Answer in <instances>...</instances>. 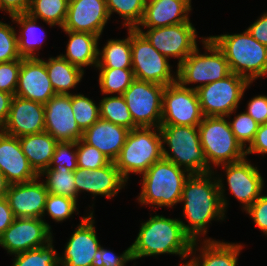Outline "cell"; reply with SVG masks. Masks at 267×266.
I'll use <instances>...</instances> for the list:
<instances>
[{"label":"cell","mask_w":267,"mask_h":266,"mask_svg":"<svg viewBox=\"0 0 267 266\" xmlns=\"http://www.w3.org/2000/svg\"><path fill=\"white\" fill-rule=\"evenodd\" d=\"M212 173L191 174L182 190L180 202L184 201L183 212L189 221L188 225L181 221L182 227L193 241H197L198 235L206 234L212 219L223 220L225 215L227 200L222 179L212 182Z\"/></svg>","instance_id":"cell-1"},{"label":"cell","mask_w":267,"mask_h":266,"mask_svg":"<svg viewBox=\"0 0 267 266\" xmlns=\"http://www.w3.org/2000/svg\"><path fill=\"white\" fill-rule=\"evenodd\" d=\"M197 241L183 230L178 219L154 215L141 224L138 236L131 247L132 260L159 254H178L185 258L192 254Z\"/></svg>","instance_id":"cell-2"},{"label":"cell","mask_w":267,"mask_h":266,"mask_svg":"<svg viewBox=\"0 0 267 266\" xmlns=\"http://www.w3.org/2000/svg\"><path fill=\"white\" fill-rule=\"evenodd\" d=\"M208 38L223 52L231 72L245 78L250 84L267 74V46L259 43L247 30L240 34Z\"/></svg>","instance_id":"cell-3"},{"label":"cell","mask_w":267,"mask_h":266,"mask_svg":"<svg viewBox=\"0 0 267 266\" xmlns=\"http://www.w3.org/2000/svg\"><path fill=\"white\" fill-rule=\"evenodd\" d=\"M159 131L162 144H168L171 151L169 154L162 146L164 159L184 168L190 174L212 172L201 146L198 126L161 125Z\"/></svg>","instance_id":"cell-4"},{"label":"cell","mask_w":267,"mask_h":266,"mask_svg":"<svg viewBox=\"0 0 267 266\" xmlns=\"http://www.w3.org/2000/svg\"><path fill=\"white\" fill-rule=\"evenodd\" d=\"M190 175L188 171L162 158L142 175V192L138 200L142 205L173 206L180 202L184 184Z\"/></svg>","instance_id":"cell-5"},{"label":"cell","mask_w":267,"mask_h":266,"mask_svg":"<svg viewBox=\"0 0 267 266\" xmlns=\"http://www.w3.org/2000/svg\"><path fill=\"white\" fill-rule=\"evenodd\" d=\"M163 145L159 128L137 127L130 130L114 161L123 179L127 182L130 172L144 174L152 164L161 160Z\"/></svg>","instance_id":"cell-6"},{"label":"cell","mask_w":267,"mask_h":266,"mask_svg":"<svg viewBox=\"0 0 267 266\" xmlns=\"http://www.w3.org/2000/svg\"><path fill=\"white\" fill-rule=\"evenodd\" d=\"M198 131L208 165L211 162L215 166L234 163L246 157V150L237 141L225 117H204Z\"/></svg>","instance_id":"cell-7"},{"label":"cell","mask_w":267,"mask_h":266,"mask_svg":"<svg viewBox=\"0 0 267 266\" xmlns=\"http://www.w3.org/2000/svg\"><path fill=\"white\" fill-rule=\"evenodd\" d=\"M202 42L206 51L210 52L209 55L207 52L199 54L196 48L177 66L176 78L182 86L186 87L189 83H201L194 87V90L221 80L232 73L228 61L217 45L208 37L202 39Z\"/></svg>","instance_id":"cell-8"},{"label":"cell","mask_w":267,"mask_h":266,"mask_svg":"<svg viewBox=\"0 0 267 266\" xmlns=\"http://www.w3.org/2000/svg\"><path fill=\"white\" fill-rule=\"evenodd\" d=\"M250 83L243 77L231 73L221 80L209 83L197 89L201 111L204 117H229Z\"/></svg>","instance_id":"cell-9"},{"label":"cell","mask_w":267,"mask_h":266,"mask_svg":"<svg viewBox=\"0 0 267 266\" xmlns=\"http://www.w3.org/2000/svg\"><path fill=\"white\" fill-rule=\"evenodd\" d=\"M131 52L135 79L163 86L177 81L171 74L167 57L158 52L137 29H131Z\"/></svg>","instance_id":"cell-10"},{"label":"cell","mask_w":267,"mask_h":266,"mask_svg":"<svg viewBox=\"0 0 267 266\" xmlns=\"http://www.w3.org/2000/svg\"><path fill=\"white\" fill-rule=\"evenodd\" d=\"M165 86L135 79L123 94L133 122L138 127L161 126Z\"/></svg>","instance_id":"cell-11"},{"label":"cell","mask_w":267,"mask_h":266,"mask_svg":"<svg viewBox=\"0 0 267 266\" xmlns=\"http://www.w3.org/2000/svg\"><path fill=\"white\" fill-rule=\"evenodd\" d=\"M203 118L197 90L178 81L165 86L161 125L198 126Z\"/></svg>","instance_id":"cell-12"},{"label":"cell","mask_w":267,"mask_h":266,"mask_svg":"<svg viewBox=\"0 0 267 266\" xmlns=\"http://www.w3.org/2000/svg\"><path fill=\"white\" fill-rule=\"evenodd\" d=\"M151 43V45L165 57L178 58L180 65L196 48V29L190 21L175 25L149 28L143 32L136 28Z\"/></svg>","instance_id":"cell-13"},{"label":"cell","mask_w":267,"mask_h":266,"mask_svg":"<svg viewBox=\"0 0 267 266\" xmlns=\"http://www.w3.org/2000/svg\"><path fill=\"white\" fill-rule=\"evenodd\" d=\"M50 230L42 218H15L0 236V245L10 254H19L49 243L52 240Z\"/></svg>","instance_id":"cell-14"},{"label":"cell","mask_w":267,"mask_h":266,"mask_svg":"<svg viewBox=\"0 0 267 266\" xmlns=\"http://www.w3.org/2000/svg\"><path fill=\"white\" fill-rule=\"evenodd\" d=\"M45 132L58 142H77L83 137L72 111V94H56L45 104Z\"/></svg>","instance_id":"cell-15"},{"label":"cell","mask_w":267,"mask_h":266,"mask_svg":"<svg viewBox=\"0 0 267 266\" xmlns=\"http://www.w3.org/2000/svg\"><path fill=\"white\" fill-rule=\"evenodd\" d=\"M44 114V104L14 95L1 131L15 137L44 132Z\"/></svg>","instance_id":"cell-16"},{"label":"cell","mask_w":267,"mask_h":266,"mask_svg":"<svg viewBox=\"0 0 267 266\" xmlns=\"http://www.w3.org/2000/svg\"><path fill=\"white\" fill-rule=\"evenodd\" d=\"M56 95L45 67V61L22 58L15 96L45 104Z\"/></svg>","instance_id":"cell-17"},{"label":"cell","mask_w":267,"mask_h":266,"mask_svg":"<svg viewBox=\"0 0 267 266\" xmlns=\"http://www.w3.org/2000/svg\"><path fill=\"white\" fill-rule=\"evenodd\" d=\"M109 17L106 0H69L62 29L88 32L100 37Z\"/></svg>","instance_id":"cell-18"},{"label":"cell","mask_w":267,"mask_h":266,"mask_svg":"<svg viewBox=\"0 0 267 266\" xmlns=\"http://www.w3.org/2000/svg\"><path fill=\"white\" fill-rule=\"evenodd\" d=\"M244 158L234 163L223 164L231 193L244 204L246 211L261 196L264 181L261 174Z\"/></svg>","instance_id":"cell-19"},{"label":"cell","mask_w":267,"mask_h":266,"mask_svg":"<svg viewBox=\"0 0 267 266\" xmlns=\"http://www.w3.org/2000/svg\"><path fill=\"white\" fill-rule=\"evenodd\" d=\"M93 212L82 217L81 223L69 239L64 257H59L61 266H91L94 254L100 248L94 228Z\"/></svg>","instance_id":"cell-20"},{"label":"cell","mask_w":267,"mask_h":266,"mask_svg":"<svg viewBox=\"0 0 267 266\" xmlns=\"http://www.w3.org/2000/svg\"><path fill=\"white\" fill-rule=\"evenodd\" d=\"M35 180L11 184L6 199L15 218H42L48 191L44 183Z\"/></svg>","instance_id":"cell-21"},{"label":"cell","mask_w":267,"mask_h":266,"mask_svg":"<svg viewBox=\"0 0 267 266\" xmlns=\"http://www.w3.org/2000/svg\"><path fill=\"white\" fill-rule=\"evenodd\" d=\"M0 171L10 185L29 182L39 177L23 153L19 138L1 130Z\"/></svg>","instance_id":"cell-22"},{"label":"cell","mask_w":267,"mask_h":266,"mask_svg":"<svg viewBox=\"0 0 267 266\" xmlns=\"http://www.w3.org/2000/svg\"><path fill=\"white\" fill-rule=\"evenodd\" d=\"M74 179L77 193L85 190L107 198L115 196L126 182L113 161L95 170L77 168L74 170Z\"/></svg>","instance_id":"cell-23"},{"label":"cell","mask_w":267,"mask_h":266,"mask_svg":"<svg viewBox=\"0 0 267 266\" xmlns=\"http://www.w3.org/2000/svg\"><path fill=\"white\" fill-rule=\"evenodd\" d=\"M129 131L123 126L99 118L83 132L82 139L114 162L125 144Z\"/></svg>","instance_id":"cell-24"},{"label":"cell","mask_w":267,"mask_h":266,"mask_svg":"<svg viewBox=\"0 0 267 266\" xmlns=\"http://www.w3.org/2000/svg\"><path fill=\"white\" fill-rule=\"evenodd\" d=\"M191 0H146L144 15L139 25L159 28L190 21Z\"/></svg>","instance_id":"cell-25"},{"label":"cell","mask_w":267,"mask_h":266,"mask_svg":"<svg viewBox=\"0 0 267 266\" xmlns=\"http://www.w3.org/2000/svg\"><path fill=\"white\" fill-rule=\"evenodd\" d=\"M18 138L30 166L39 175L49 167L58 141L45 131Z\"/></svg>","instance_id":"cell-26"},{"label":"cell","mask_w":267,"mask_h":266,"mask_svg":"<svg viewBox=\"0 0 267 266\" xmlns=\"http://www.w3.org/2000/svg\"><path fill=\"white\" fill-rule=\"evenodd\" d=\"M70 37L67 44L66 55H61L74 66L83 69V66L98 63V40L99 36L88 32H73L64 30Z\"/></svg>","instance_id":"cell-27"},{"label":"cell","mask_w":267,"mask_h":266,"mask_svg":"<svg viewBox=\"0 0 267 266\" xmlns=\"http://www.w3.org/2000/svg\"><path fill=\"white\" fill-rule=\"evenodd\" d=\"M48 60L45 61V67L55 93L71 94L68 89L74 88L80 82L84 74L83 69L74 66L61 55Z\"/></svg>","instance_id":"cell-28"},{"label":"cell","mask_w":267,"mask_h":266,"mask_svg":"<svg viewBox=\"0 0 267 266\" xmlns=\"http://www.w3.org/2000/svg\"><path fill=\"white\" fill-rule=\"evenodd\" d=\"M204 246L201 249L202 255L194 257L190 261L194 266H236L237 256L242 249L241 244H232L225 242H218L211 239L204 241ZM199 258V259H198Z\"/></svg>","instance_id":"cell-29"},{"label":"cell","mask_w":267,"mask_h":266,"mask_svg":"<svg viewBox=\"0 0 267 266\" xmlns=\"http://www.w3.org/2000/svg\"><path fill=\"white\" fill-rule=\"evenodd\" d=\"M128 30L127 38L110 40L98 51L97 68H132L131 29Z\"/></svg>","instance_id":"cell-30"},{"label":"cell","mask_w":267,"mask_h":266,"mask_svg":"<svg viewBox=\"0 0 267 266\" xmlns=\"http://www.w3.org/2000/svg\"><path fill=\"white\" fill-rule=\"evenodd\" d=\"M47 176L45 187L50 194L66 196L77 201L74 171H70L66 166L56 165L53 169L46 168L40 174Z\"/></svg>","instance_id":"cell-31"},{"label":"cell","mask_w":267,"mask_h":266,"mask_svg":"<svg viewBox=\"0 0 267 266\" xmlns=\"http://www.w3.org/2000/svg\"><path fill=\"white\" fill-rule=\"evenodd\" d=\"M69 0H30L28 14L41 18L50 26H64L67 18Z\"/></svg>","instance_id":"cell-32"},{"label":"cell","mask_w":267,"mask_h":266,"mask_svg":"<svg viewBox=\"0 0 267 266\" xmlns=\"http://www.w3.org/2000/svg\"><path fill=\"white\" fill-rule=\"evenodd\" d=\"M11 18L13 19L12 21H16V23L22 26V36L17 37L19 55L21 58H36L34 50H38L43 42L42 39L38 38L39 35H37V32H39L36 24L37 19L31 17L28 13L17 14Z\"/></svg>","instance_id":"cell-33"},{"label":"cell","mask_w":267,"mask_h":266,"mask_svg":"<svg viewBox=\"0 0 267 266\" xmlns=\"http://www.w3.org/2000/svg\"><path fill=\"white\" fill-rule=\"evenodd\" d=\"M100 118L129 130L138 126L133 122L123 95L104 97L99 104Z\"/></svg>","instance_id":"cell-34"},{"label":"cell","mask_w":267,"mask_h":266,"mask_svg":"<svg viewBox=\"0 0 267 266\" xmlns=\"http://www.w3.org/2000/svg\"><path fill=\"white\" fill-rule=\"evenodd\" d=\"M99 84L103 94L123 95L135 80L132 68H98Z\"/></svg>","instance_id":"cell-35"},{"label":"cell","mask_w":267,"mask_h":266,"mask_svg":"<svg viewBox=\"0 0 267 266\" xmlns=\"http://www.w3.org/2000/svg\"><path fill=\"white\" fill-rule=\"evenodd\" d=\"M146 0H106L109 16L117 12L125 20L128 29H136L142 21Z\"/></svg>","instance_id":"cell-36"},{"label":"cell","mask_w":267,"mask_h":266,"mask_svg":"<svg viewBox=\"0 0 267 266\" xmlns=\"http://www.w3.org/2000/svg\"><path fill=\"white\" fill-rule=\"evenodd\" d=\"M52 241L42 247L15 254L13 266H59V255L53 249Z\"/></svg>","instance_id":"cell-37"},{"label":"cell","mask_w":267,"mask_h":266,"mask_svg":"<svg viewBox=\"0 0 267 266\" xmlns=\"http://www.w3.org/2000/svg\"><path fill=\"white\" fill-rule=\"evenodd\" d=\"M72 111L83 132L100 118L99 106L82 94L72 95Z\"/></svg>","instance_id":"cell-38"},{"label":"cell","mask_w":267,"mask_h":266,"mask_svg":"<svg viewBox=\"0 0 267 266\" xmlns=\"http://www.w3.org/2000/svg\"><path fill=\"white\" fill-rule=\"evenodd\" d=\"M78 168L95 170L108 165L111 161L97 148L87 144L82 138L76 142Z\"/></svg>","instance_id":"cell-39"},{"label":"cell","mask_w":267,"mask_h":266,"mask_svg":"<svg viewBox=\"0 0 267 266\" xmlns=\"http://www.w3.org/2000/svg\"><path fill=\"white\" fill-rule=\"evenodd\" d=\"M76 203L77 201L72 198L48 193L44 214L45 211H47V214H49L56 222L63 221L76 211Z\"/></svg>","instance_id":"cell-40"},{"label":"cell","mask_w":267,"mask_h":266,"mask_svg":"<svg viewBox=\"0 0 267 266\" xmlns=\"http://www.w3.org/2000/svg\"><path fill=\"white\" fill-rule=\"evenodd\" d=\"M229 124L234 136L243 148L247 147L246 142L249 143V146L253 142L260 125L246 112L235 116Z\"/></svg>","instance_id":"cell-41"},{"label":"cell","mask_w":267,"mask_h":266,"mask_svg":"<svg viewBox=\"0 0 267 266\" xmlns=\"http://www.w3.org/2000/svg\"><path fill=\"white\" fill-rule=\"evenodd\" d=\"M22 59L13 27L0 21V63Z\"/></svg>","instance_id":"cell-42"},{"label":"cell","mask_w":267,"mask_h":266,"mask_svg":"<svg viewBox=\"0 0 267 266\" xmlns=\"http://www.w3.org/2000/svg\"><path fill=\"white\" fill-rule=\"evenodd\" d=\"M73 147L76 148V142H58L48 168L53 169L56 165H61L66 166L70 171L77 169V151H71Z\"/></svg>","instance_id":"cell-43"},{"label":"cell","mask_w":267,"mask_h":266,"mask_svg":"<svg viewBox=\"0 0 267 266\" xmlns=\"http://www.w3.org/2000/svg\"><path fill=\"white\" fill-rule=\"evenodd\" d=\"M21 59L0 63V91L15 95Z\"/></svg>","instance_id":"cell-44"},{"label":"cell","mask_w":267,"mask_h":266,"mask_svg":"<svg viewBox=\"0 0 267 266\" xmlns=\"http://www.w3.org/2000/svg\"><path fill=\"white\" fill-rule=\"evenodd\" d=\"M93 257L91 266H125L126 262L132 260L131 247L122 255L116 256L113 252L100 246Z\"/></svg>","instance_id":"cell-45"},{"label":"cell","mask_w":267,"mask_h":266,"mask_svg":"<svg viewBox=\"0 0 267 266\" xmlns=\"http://www.w3.org/2000/svg\"><path fill=\"white\" fill-rule=\"evenodd\" d=\"M256 226L267 235V195L260 196L246 210Z\"/></svg>","instance_id":"cell-46"},{"label":"cell","mask_w":267,"mask_h":266,"mask_svg":"<svg viewBox=\"0 0 267 266\" xmlns=\"http://www.w3.org/2000/svg\"><path fill=\"white\" fill-rule=\"evenodd\" d=\"M247 106L246 113L258 124L261 125L267 122V96L258 95L253 97Z\"/></svg>","instance_id":"cell-47"},{"label":"cell","mask_w":267,"mask_h":266,"mask_svg":"<svg viewBox=\"0 0 267 266\" xmlns=\"http://www.w3.org/2000/svg\"><path fill=\"white\" fill-rule=\"evenodd\" d=\"M253 153H267V122L259 125L253 142L246 148V155Z\"/></svg>","instance_id":"cell-48"},{"label":"cell","mask_w":267,"mask_h":266,"mask_svg":"<svg viewBox=\"0 0 267 266\" xmlns=\"http://www.w3.org/2000/svg\"><path fill=\"white\" fill-rule=\"evenodd\" d=\"M247 31L259 43L267 46V12L254 22Z\"/></svg>","instance_id":"cell-49"},{"label":"cell","mask_w":267,"mask_h":266,"mask_svg":"<svg viewBox=\"0 0 267 266\" xmlns=\"http://www.w3.org/2000/svg\"><path fill=\"white\" fill-rule=\"evenodd\" d=\"M30 0H0V9L10 14V17L17 14L28 13Z\"/></svg>","instance_id":"cell-50"},{"label":"cell","mask_w":267,"mask_h":266,"mask_svg":"<svg viewBox=\"0 0 267 266\" xmlns=\"http://www.w3.org/2000/svg\"><path fill=\"white\" fill-rule=\"evenodd\" d=\"M15 216L6 197L0 199V236L13 223Z\"/></svg>","instance_id":"cell-51"},{"label":"cell","mask_w":267,"mask_h":266,"mask_svg":"<svg viewBox=\"0 0 267 266\" xmlns=\"http://www.w3.org/2000/svg\"><path fill=\"white\" fill-rule=\"evenodd\" d=\"M12 98V94L0 91V130L8 118Z\"/></svg>","instance_id":"cell-52"},{"label":"cell","mask_w":267,"mask_h":266,"mask_svg":"<svg viewBox=\"0 0 267 266\" xmlns=\"http://www.w3.org/2000/svg\"><path fill=\"white\" fill-rule=\"evenodd\" d=\"M9 185L4 174L0 171V199L6 197Z\"/></svg>","instance_id":"cell-53"},{"label":"cell","mask_w":267,"mask_h":266,"mask_svg":"<svg viewBox=\"0 0 267 266\" xmlns=\"http://www.w3.org/2000/svg\"><path fill=\"white\" fill-rule=\"evenodd\" d=\"M182 266H194V264L189 260L188 262H186L184 265Z\"/></svg>","instance_id":"cell-54"}]
</instances>
